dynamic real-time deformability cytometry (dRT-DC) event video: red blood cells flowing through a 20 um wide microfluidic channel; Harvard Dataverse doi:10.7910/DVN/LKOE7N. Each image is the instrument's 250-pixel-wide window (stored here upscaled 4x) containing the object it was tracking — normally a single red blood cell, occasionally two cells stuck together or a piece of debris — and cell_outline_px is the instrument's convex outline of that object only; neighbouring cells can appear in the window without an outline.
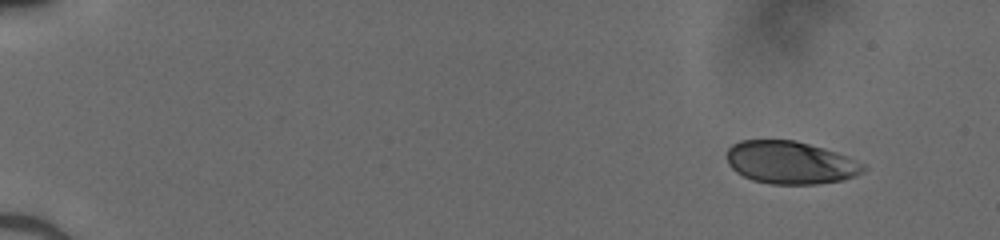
{"species": "human", "species_latin": "Homo sapiens", "temperature_condition": "cold", "stored_images_in_passage": 13, "camera_frame_rate_fps": 3000, "um_per_image_px": 0.085, "donor": {"sex": "male"}, "frame": {"image": 1, "passage_image": 1, "time_ms": 0.0, "image_size_px": [1000, 240], "cell_outline_px": [[868, 168], [864, 172], [856, 176], [844, 180], [816, 184], [772, 184], [752, 180], [736, 172], [728, 164], [724, 156], [728, 148], [732, 144], [740, 140], [796, 140], [824, 148], [848, 156], [864, 164]], "centroid_in_image_um": [67.19, 13.81], "position_along_channel_um": 17.8, "area_um2": 34.45}}
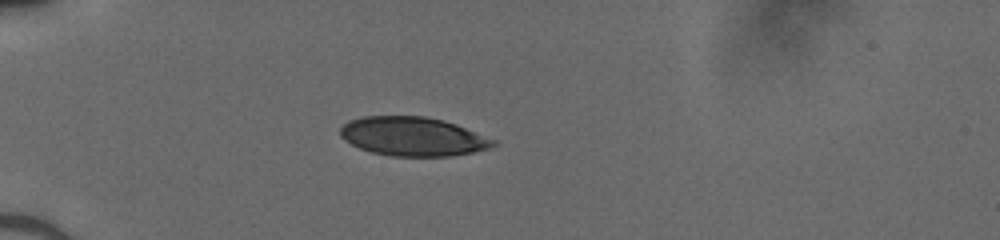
{"frame": {"image": 2, "passage_image": 10, "time_ms": 3.0, "image_size_px": [1000, 240], "cell_outline_px": [[496, 144], [488, 148], [472, 152], [448, 156], [392, 156], [372, 152], [360, 148], [344, 140], [340, 136], [340, 128], [348, 120], [364, 116], [424, 116], [444, 120], [456, 124], [496, 140]], "centroid_in_image_um": [35.07, 11.59], "position_along_channel_um": 49.9, "area_um2": 34.62}}
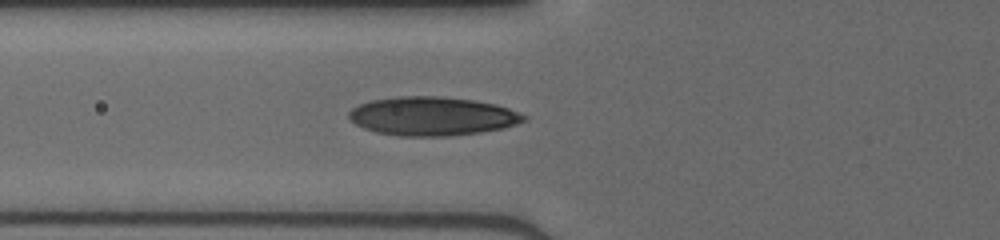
{"frame": {"image": 3, "passage_image": 13, "time_ms": 4.0, "image_size_px": [1000, 240], "cell_outline_px": [[528, 116], [524, 120], [516, 124], [504, 128], [480, 132], [448, 136], [400, 136], [376, 132], [364, 128], [356, 124], [348, 116], [348, 112], [352, 108], [360, 104], [372, 100], [400, 96], [440, 96], [472, 100], [496, 104], [508, 108]], "centroid_in_image_um": [36.74, 9.87], "position_along_channel_um": 89.1, "area_um2": 39.36}}